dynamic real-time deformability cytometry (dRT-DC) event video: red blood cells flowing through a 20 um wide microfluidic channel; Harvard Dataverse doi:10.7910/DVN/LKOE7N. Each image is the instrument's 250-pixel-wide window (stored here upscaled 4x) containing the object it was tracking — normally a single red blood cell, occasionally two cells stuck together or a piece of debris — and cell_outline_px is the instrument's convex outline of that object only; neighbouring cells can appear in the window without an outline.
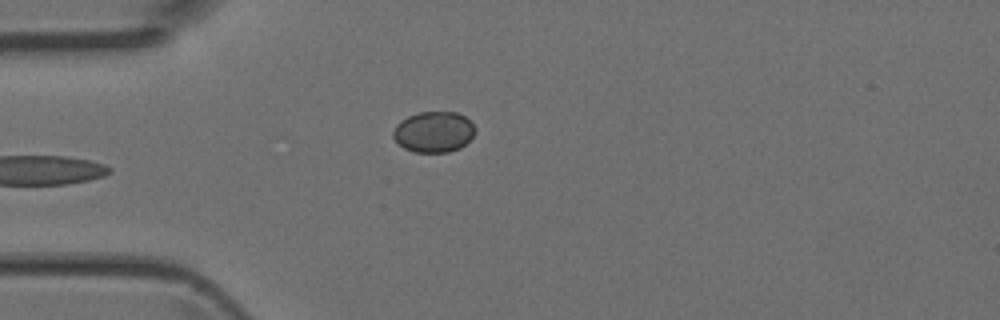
{"species": "Egyptian fruit bat (a non-hibernating species)", "species_latin": "Rousettus aegyptiacus", "temperature_condition": "room temperature", "stored_images_in_passage": 5, "camera_frame_rate_fps": 3000, "um_per_image_px": 0.085, "animal": {"sex": "female"}, "frame": {"image": 1, "passage_image": 5, "time_ms": 1.333, "image_size_px": [1000, 320], "cell_outline_px": [[476, 132], [460, 148], [448, 152], [416, 152], [404, 148], [392, 136], [392, 132], [396, 124], [400, 120], [408, 116], [420, 112], [456, 112], [464, 116], [476, 128]], "centroid_in_image_um": [36.85, 11.2], "position_along_channel_um": 48.1, "area_um2": 19.42}}